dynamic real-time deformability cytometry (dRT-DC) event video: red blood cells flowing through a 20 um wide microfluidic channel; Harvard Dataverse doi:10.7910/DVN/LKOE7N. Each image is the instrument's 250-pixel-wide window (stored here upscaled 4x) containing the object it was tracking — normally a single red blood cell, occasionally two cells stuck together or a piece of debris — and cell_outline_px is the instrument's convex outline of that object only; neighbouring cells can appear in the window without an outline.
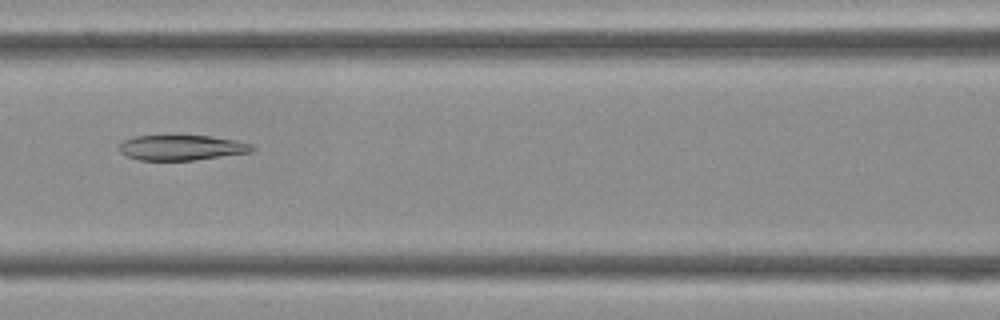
{"species": "Egyptian fruit bat (a non-hibernating species)", "species_latin": "Rousettus aegyptiacus", "temperature_condition": "cold", "stored_images_in_passage": 42, "camera_frame_rate_fps": 3000, "um_per_image_px": 0.085, "frame": {"image": 1, "passage_image": 18, "time_ms": 5.667, "image_size_px": [1000, 320], "cell_outline_px": [[256, 148], [252, 152], [196, 160], [140, 160], [124, 156], [120, 152], [120, 144], [124, 140], [132, 136], [208, 136], [232, 140], [252, 144]], "centroid_in_image_um": [15.42, 12.56], "position_along_channel_um": 151.2, "area_um2": 19.48}}
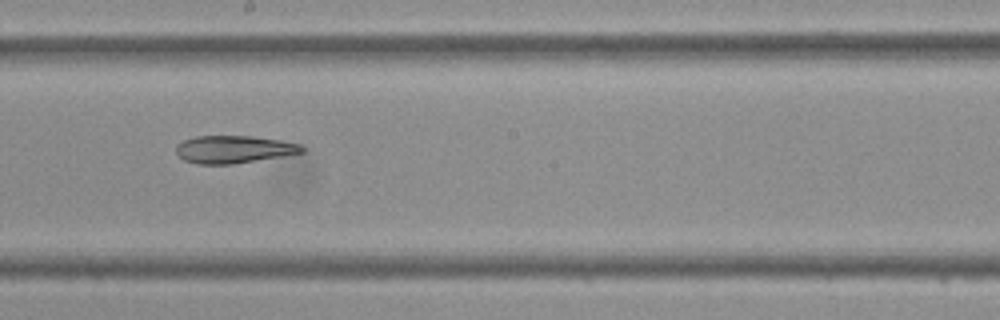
{"frame": {"image": 2, "passage_image": 23, "time_ms": 7.333, "image_size_px": [1000, 320], "cell_outline_px": [[304, 152], [232, 164], [196, 164], [184, 160], [176, 152], [176, 144], [184, 140], [196, 136], [252, 136], [280, 140], [300, 144], [304, 148]], "centroid_in_image_um": [19.84, 12.69], "position_along_channel_um": 228.4, "area_um2": 20.06}}
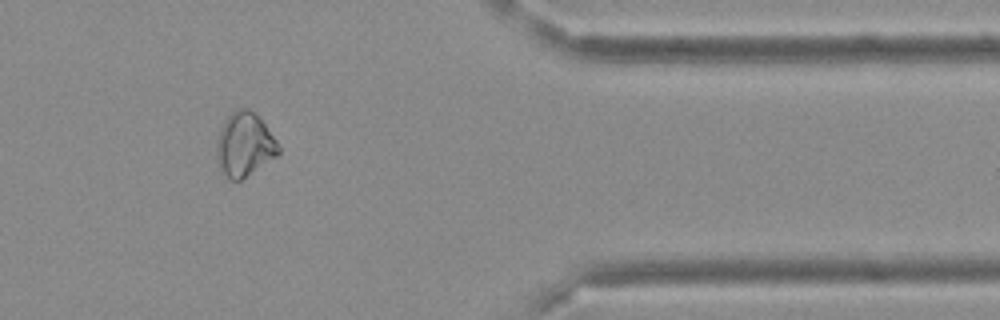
{"frame": {"image": 3, "passage_image": 35, "time_ms": 11.333, "image_size_px": [1000, 320], "cell_outline_px": [[280, 152], [276, 156], [240, 180], [232, 180], [220, 172], [216, 156], [216, 144], [220, 128], [224, 120], [232, 112], [240, 108], [248, 108], [264, 124], [276, 140], [280, 148]], "centroid_in_image_um": [20.74, 12.3], "position_along_channel_um": 390.7, "area_um2": 22.72}}